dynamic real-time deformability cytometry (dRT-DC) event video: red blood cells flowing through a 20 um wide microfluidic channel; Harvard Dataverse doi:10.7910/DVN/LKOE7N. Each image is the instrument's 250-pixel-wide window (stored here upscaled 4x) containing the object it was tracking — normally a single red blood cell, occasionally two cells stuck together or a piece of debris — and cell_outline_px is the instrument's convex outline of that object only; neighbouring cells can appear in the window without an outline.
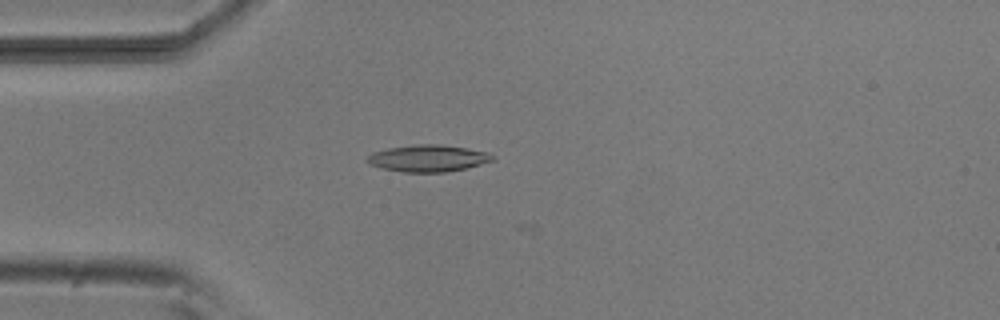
{"species": "common noctule bat (a hibernating species)", "species_latin": "Nyctalus noctula", "temperature_condition": "room temperature", "stored_images_in_passage": 15, "camera_frame_rate_fps": 3000, "um_per_image_px": 0.085, "animal": {"sex": "male", "body_mass_g": 20.5, "forearm_length_mm": 52.5}, "frame": {"image": 1, "passage_image": 14, "time_ms": 4.333, "image_size_px": [1000, 320], "cell_outline_px": [[496, 156], [492, 160], [480, 164], [464, 168], [444, 172], [404, 172], [384, 168], [372, 164], [364, 160], [372, 152], [388, 148], [416, 144], [440, 144], [492, 152]], "centroid_in_image_um": [36.41, 13.44], "position_along_channel_um": 48.6, "area_um2": 19.48}}